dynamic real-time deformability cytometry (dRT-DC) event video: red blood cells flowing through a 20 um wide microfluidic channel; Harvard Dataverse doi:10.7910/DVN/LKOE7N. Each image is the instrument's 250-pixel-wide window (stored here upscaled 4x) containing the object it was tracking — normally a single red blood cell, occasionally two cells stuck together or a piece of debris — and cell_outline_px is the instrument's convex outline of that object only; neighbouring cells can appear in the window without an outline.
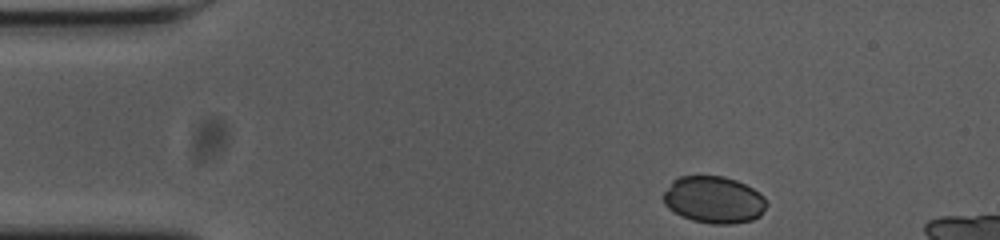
{"species": "common noctule bat (a hibernating species)", "species_latin": "Nyctalus noctula", "temperature_condition": "cold", "stored_images_in_passage": 15, "camera_frame_rate_fps": 3000, "um_per_image_px": 0.085, "animal": {"sex": "female", "body_mass_g": 23.0, "forearm_length_mm": 53.4}, "frame": {"image": 1, "passage_image": 1, "time_ms": 0.0, "image_size_px": [1000, 240], "cell_outline_px": [[768, 204], [760, 216], [752, 220], [732, 224], [712, 224], [692, 220], [680, 216], [668, 208], [664, 204], [664, 192], [672, 180], [680, 176], [724, 176], [736, 180], [760, 192], [764, 196]], "centroid_in_image_um": [60.68, 16.98], "position_along_channel_um": 24.3, "area_um2": 28.44}}
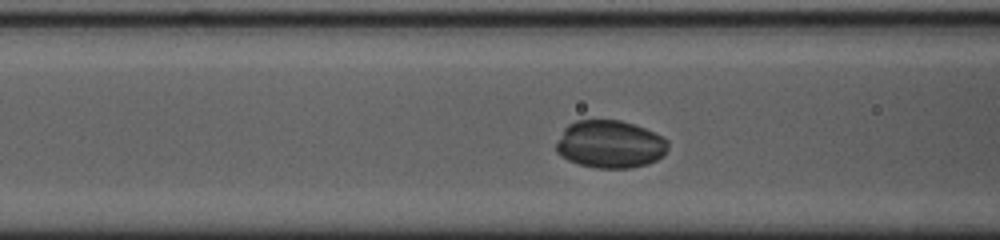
{"frame": {"image": 2, "passage_image": 14, "time_ms": 4.333, "image_size_px": [1000, 240], "cell_outline_px": [[668, 148], [664, 156], [648, 164], [628, 168], [596, 168], [580, 164], [568, 160], [556, 152], [556, 144], [564, 128], [568, 124], [576, 120], [620, 120], [644, 128], [668, 140]], "centroid_in_image_um": [51.85, 12.26], "position_along_channel_um": 114.8, "area_um2": 31.04}}